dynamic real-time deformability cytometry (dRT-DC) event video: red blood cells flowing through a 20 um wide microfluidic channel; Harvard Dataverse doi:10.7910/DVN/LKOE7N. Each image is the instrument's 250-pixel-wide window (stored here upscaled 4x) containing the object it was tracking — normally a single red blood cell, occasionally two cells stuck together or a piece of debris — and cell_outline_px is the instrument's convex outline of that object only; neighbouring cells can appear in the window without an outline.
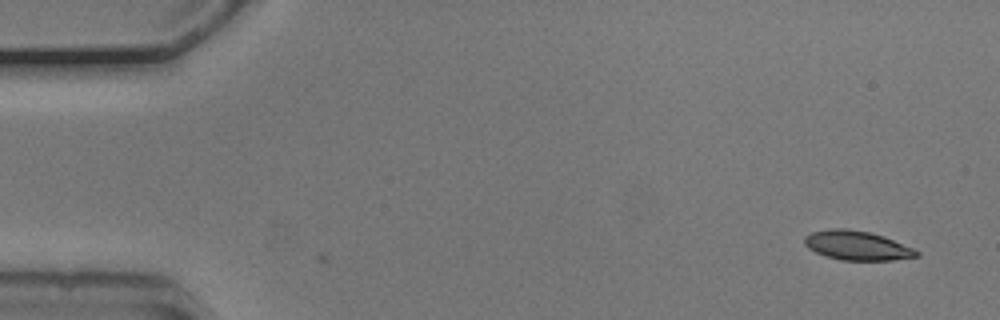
{"species": "common noctule bat (a hibernating species)", "species_latin": "Nyctalus noctula", "temperature_condition": "cold", "stored_images_in_passage": 2, "camera_frame_rate_fps": 3000, "um_per_image_px": 0.085, "animal": {"sex": "male", "body_mass_g": 20.5, "forearm_length_mm": 52.5}, "frame": {"image": 1, "passage_image": 1, "time_ms": 0.0, "image_size_px": [1000, 320], "cell_outline_px": [[920, 256], [892, 260], [840, 260], [824, 256], [808, 248], [804, 244], [804, 236], [812, 232], [832, 228], [848, 228], [868, 232], [884, 236], [912, 248], [920, 252]], "centroid_in_image_um": [72.82, 20.87], "position_along_channel_um": 12.2, "area_um2": 19.13}}